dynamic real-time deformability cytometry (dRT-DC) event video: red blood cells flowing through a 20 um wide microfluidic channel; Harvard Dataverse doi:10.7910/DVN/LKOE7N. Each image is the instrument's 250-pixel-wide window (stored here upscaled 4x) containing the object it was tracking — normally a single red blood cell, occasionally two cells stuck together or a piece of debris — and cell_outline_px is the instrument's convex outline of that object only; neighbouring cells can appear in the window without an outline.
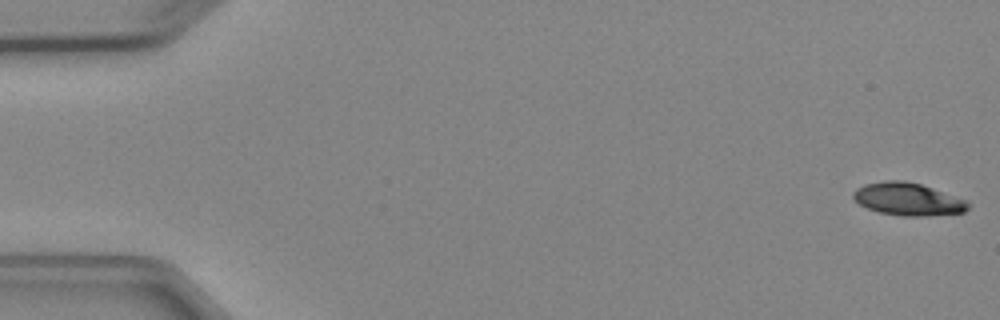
{"species": "Egyptian fruit bat (a non-hibernating species)", "species_latin": "Rousettus aegyptiacus", "temperature_condition": "cold", "stored_images_in_passage": 5, "camera_frame_rate_fps": 3000, "um_per_image_px": 0.085, "animal": {"sex": "female"}, "frame": {"image": 1, "passage_image": 1, "time_ms": 0.0, "image_size_px": [1000, 320], "cell_outline_px": [[968, 208], [964, 212], [928, 216], [904, 216], [880, 212], [868, 208], [860, 204], [852, 196], [852, 192], [856, 188], [864, 184], [884, 180], [904, 180], [920, 184], [932, 188], [964, 200], [968, 204]], "centroid_in_image_um": [77.12, 16.92], "position_along_channel_um": 7.9, "area_um2": 21.56}}
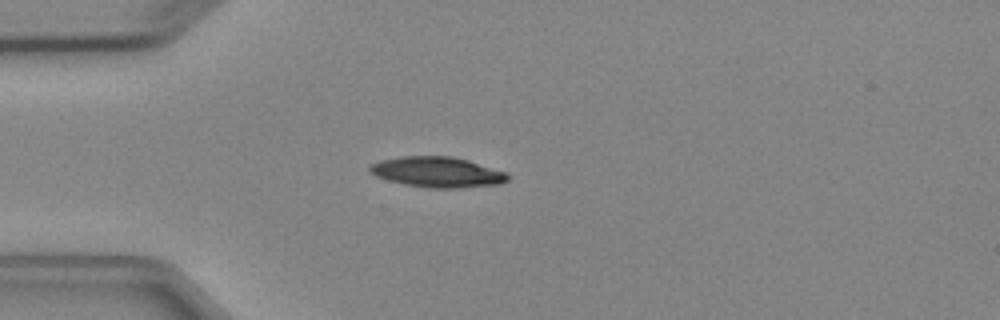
{"frame": {"image": 2, "passage_image": 5, "time_ms": 4.333, "image_size_px": [1000, 320], "cell_outline_px": [[508, 180], [500, 184], [460, 188], [428, 188], [404, 184], [388, 180], [376, 176], [368, 172], [368, 168], [372, 164], [380, 160], [400, 156], [452, 156], [468, 160], [508, 172]], "centroid_in_image_um": [37.18, 14.63], "position_along_channel_um": 47.8, "area_um2": 24.68}}